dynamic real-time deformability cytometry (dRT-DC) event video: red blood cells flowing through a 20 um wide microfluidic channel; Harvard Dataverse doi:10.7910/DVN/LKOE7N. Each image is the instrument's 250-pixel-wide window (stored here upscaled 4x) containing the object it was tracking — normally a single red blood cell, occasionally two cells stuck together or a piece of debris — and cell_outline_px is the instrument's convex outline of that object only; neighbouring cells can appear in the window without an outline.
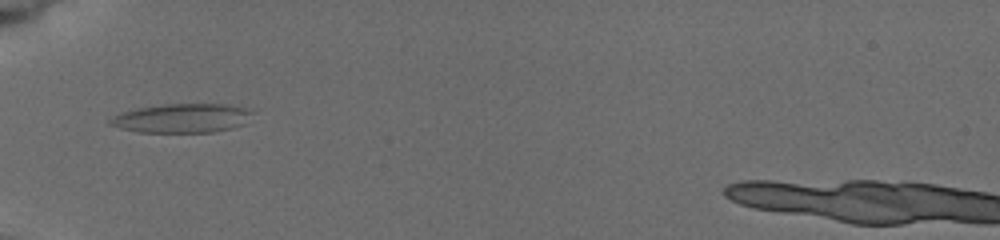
{"species": "common noctule bat (a hibernating species)", "species_latin": "Nyctalus noctula", "temperature_condition": "cold", "stored_images_in_passage": 5, "camera_frame_rate_fps": 3000, "um_per_image_px": 0.085, "animal": {"sex": "female", "body_mass_g": 19.5, "forearm_length_mm": 54.1}, "frame": {"image": 1, "passage_image": 3, "time_ms": 1.667, "image_size_px": [1000, 240], "cell_outline_px": [[252, 112], [244, 124], [232, 128], [212, 132], [140, 132], [120, 128], [108, 124], [108, 120], [112, 116], [136, 108], [164, 104], [224, 104], [244, 108]], "centroid_in_image_um": [15.42, 10.05], "position_along_channel_um": 69.6, "area_um2": 23.87}}
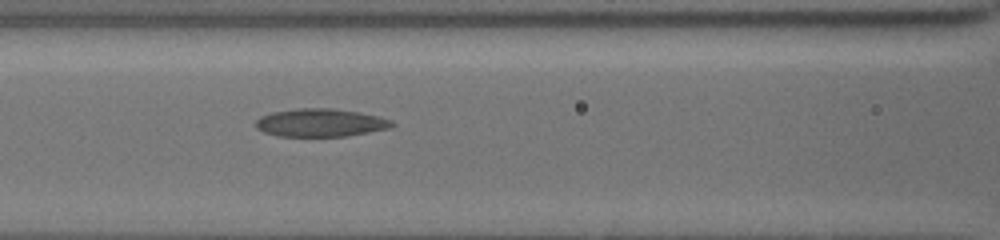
{"frame": {"image": 2, "passage_image": 5, "time_ms": 3.667, "image_size_px": [1000, 240], "cell_outline_px": [[396, 124], [392, 128], [348, 136], [276, 136], [264, 132], [256, 128], [256, 120], [260, 116], [272, 112], [296, 108], [332, 108], [380, 116], [392, 120]], "centroid_in_image_um": [27.27, 10.43], "position_along_channel_um": 139.3, "area_um2": 22.43}}